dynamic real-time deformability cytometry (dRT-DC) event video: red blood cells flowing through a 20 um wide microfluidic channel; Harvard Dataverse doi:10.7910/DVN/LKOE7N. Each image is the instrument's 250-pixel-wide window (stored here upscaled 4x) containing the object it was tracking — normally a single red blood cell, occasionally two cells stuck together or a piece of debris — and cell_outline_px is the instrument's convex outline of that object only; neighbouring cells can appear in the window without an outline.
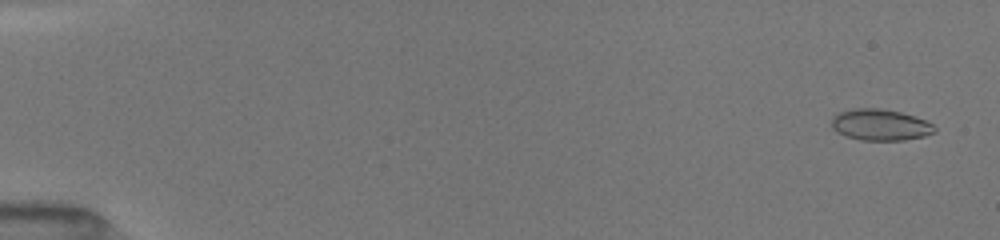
{"species": "common noctule bat (a hibernating species)", "species_latin": "Nyctalus noctula", "temperature_condition": "room temperature", "stored_images_in_passage": 19, "camera_frame_rate_fps": 3000, "um_per_image_px": 0.085, "animal": {"sex": "female", "body_mass_g": 19.5, "forearm_length_mm": 54.1}, "frame": {"image": 1, "passage_image": 2, "time_ms": 0.333, "image_size_px": [1000, 240], "cell_outline_px": [[936, 132], [924, 136], [904, 140], [860, 140], [836, 132], [832, 128], [832, 116], [840, 112], [852, 108], [880, 108], [900, 112], [916, 116], [928, 120], [936, 128]], "centroid_in_image_um": [74.84, 10.6], "position_along_channel_um": 10.2, "area_um2": 18.96}}
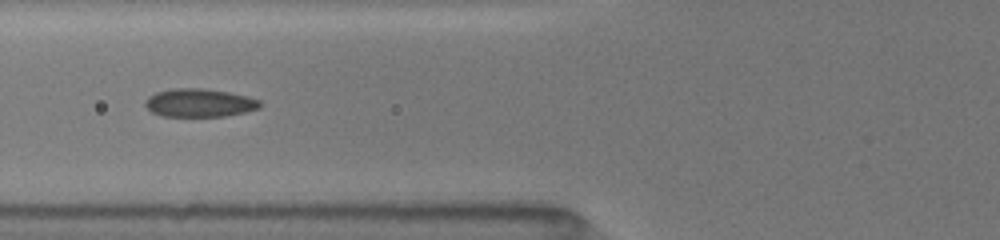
{"frame": {"image": 2, "passage_image": 14, "time_ms": 6.667, "image_size_px": [1000, 240], "cell_outline_px": [[260, 108], [244, 112], [224, 116], [164, 116], [152, 112], [144, 104], [144, 100], [148, 96], [156, 92], [172, 88], [204, 88], [228, 92], [248, 96], [260, 100]], "centroid_in_image_um": [16.93, 8.73], "position_along_channel_um": 108.9, "area_um2": 18.9}}
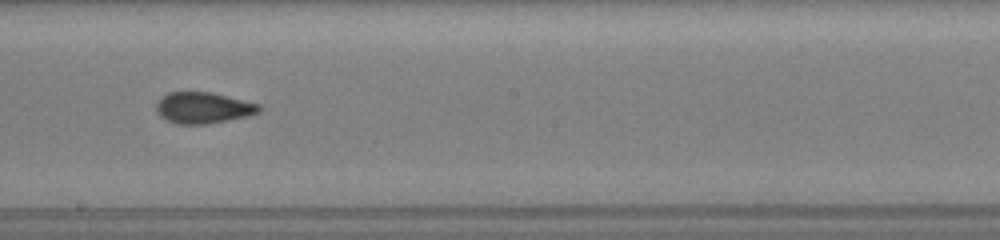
{"frame": {"image": 3, "passage_image": 18, "time_ms": 9.667, "image_size_px": [1000, 240], "cell_outline_px": [[264, 108], [260, 112], [248, 116], [208, 124], [176, 124], [160, 116], [156, 112], [156, 100], [160, 96], [168, 92], [212, 92], [260, 104]], "centroid_in_image_um": [17.27, 9.16], "position_along_channel_um": 230.9, "area_um2": 19.02}}